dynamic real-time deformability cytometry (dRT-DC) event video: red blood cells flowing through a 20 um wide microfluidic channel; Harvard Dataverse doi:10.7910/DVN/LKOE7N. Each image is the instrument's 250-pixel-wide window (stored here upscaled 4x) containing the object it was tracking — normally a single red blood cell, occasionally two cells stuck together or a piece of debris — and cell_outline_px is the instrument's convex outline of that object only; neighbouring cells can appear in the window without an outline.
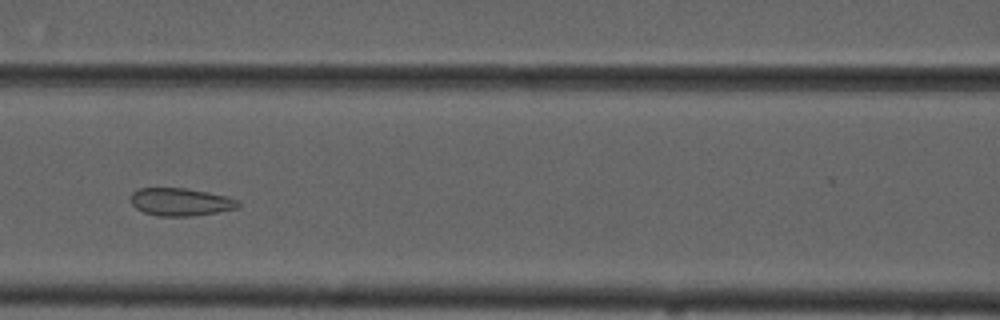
{"species": "common noctule bat (a hibernating species)", "species_latin": "Nyctalus noctula", "temperature_condition": "cold", "stored_images_in_passage": 7, "camera_frame_rate_fps": 3000, "um_per_image_px": 0.085, "animal": {"sex": "male", "forearm_length_mm": 52.5}, "frame": {"image": 1, "passage_image": 4, "time_ms": 3.667, "image_size_px": [1000, 320], "cell_outline_px": [[240, 208], [192, 216], [156, 216], [144, 212], [136, 208], [132, 204], [132, 192], [140, 188], [184, 188], [208, 192], [228, 196], [240, 200]], "centroid_in_image_um": [15.4, 17.16], "position_along_channel_um": 151.2, "area_um2": 17.46}}
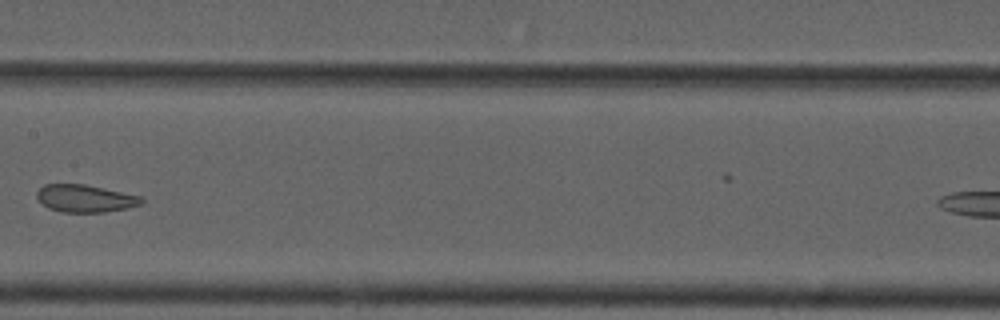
{"frame": {"image": 2, "passage_image": 5, "time_ms": 5.0, "image_size_px": [1000, 320], "cell_outline_px": [[144, 200], [140, 204], [128, 208], [104, 212], [64, 212], [48, 208], [36, 196], [36, 192], [44, 184], [84, 184], [140, 196]], "centroid_in_image_um": [7.22, 16.87], "position_along_channel_um": 200.2, "area_um2": 16.53}}
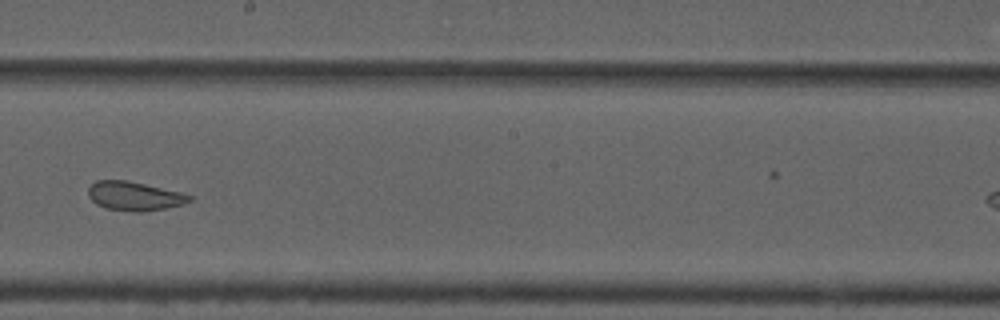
{"frame": {"image": 3, "passage_image": 6, "time_ms": 6.0, "image_size_px": [1000, 320], "cell_outline_px": [[192, 200], [184, 204], [164, 208], [140, 212], [132, 212], [104, 208], [96, 204], [88, 196], [88, 188], [96, 180], [128, 180], [180, 192], [192, 196]], "centroid_in_image_um": [11.4, 16.67], "position_along_channel_um": 236.8, "area_um2": 17.11}}